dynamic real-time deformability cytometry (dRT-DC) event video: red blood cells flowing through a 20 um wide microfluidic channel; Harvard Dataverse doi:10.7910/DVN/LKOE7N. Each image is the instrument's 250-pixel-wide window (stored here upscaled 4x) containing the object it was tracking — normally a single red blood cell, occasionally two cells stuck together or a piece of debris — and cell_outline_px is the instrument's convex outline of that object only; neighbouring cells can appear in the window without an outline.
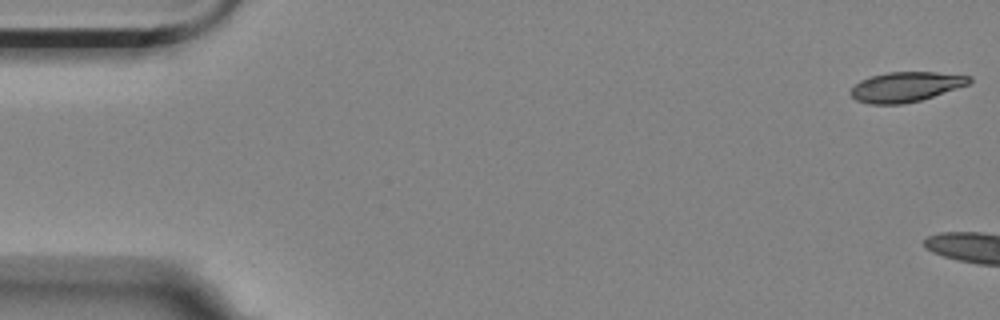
{"species": "Egyptian fruit bat (a non-hibernating species)", "species_latin": "Rousettus aegyptiacus", "temperature_condition": "room temperature", "stored_images_in_passage": 5, "camera_frame_rate_fps": 3000, "um_per_image_px": 0.085, "animal": {"sex": "female"}, "frame": {"image": 1, "passage_image": 1, "time_ms": 0.0, "image_size_px": [1000, 320], "cell_outline_px": [[972, 80], [968, 84], [920, 100], [904, 104], [868, 104], [856, 100], [848, 92], [860, 80], [872, 76], [888, 72], [936, 72], [972, 76]], "centroid_in_image_um": [76.96, 7.38], "position_along_channel_um": 8.0, "area_um2": 20.52}}